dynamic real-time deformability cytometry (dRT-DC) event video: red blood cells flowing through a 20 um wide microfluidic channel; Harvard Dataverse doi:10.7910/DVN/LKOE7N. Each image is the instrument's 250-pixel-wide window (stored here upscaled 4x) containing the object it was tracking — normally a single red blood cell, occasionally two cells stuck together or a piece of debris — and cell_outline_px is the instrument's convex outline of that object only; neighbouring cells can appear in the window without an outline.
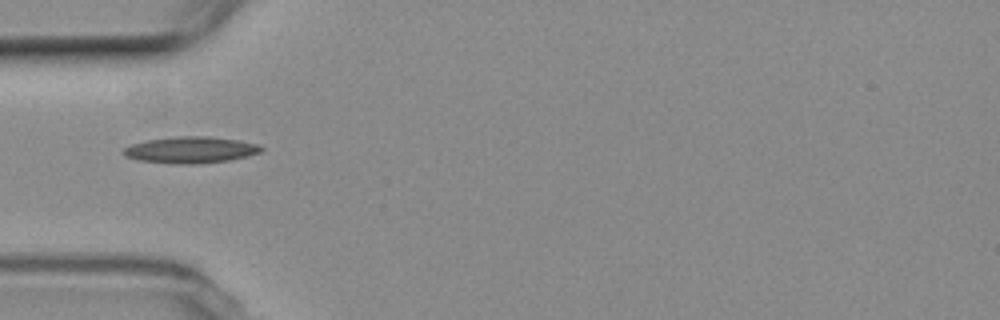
{"species": "common noctule bat (a hibernating species)", "species_latin": "Nyctalus noctula", "temperature_condition": "room temperature", "stored_images_in_passage": 11, "camera_frame_rate_fps": 3000, "um_per_image_px": 0.085, "animal": {"sex": "female", "body_mass_g": 19.3, "forearm_length_mm": 54.1}, "frame": {"image": 1, "passage_image": 1, "time_ms": 0.0, "image_size_px": [1000, 320], "cell_outline_px": [[264, 148], [260, 152], [248, 156], [228, 160], [196, 164], [172, 164], [136, 160], [124, 156], [120, 152], [124, 148], [132, 144], [144, 140], [176, 136], [208, 136], [236, 140], [256, 144]], "centroid_in_image_um": [16.12, 12.74], "position_along_channel_um": 68.9, "area_um2": 21.39}}
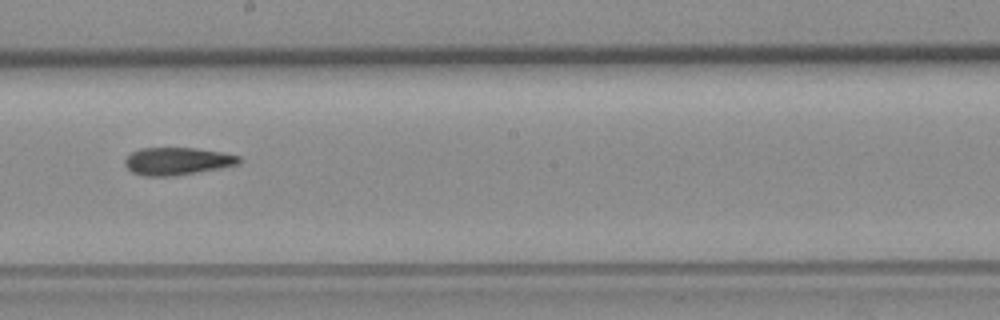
{"frame": {"image": 2, "passage_image": 5, "time_ms": 4.667, "image_size_px": [1000, 320], "cell_outline_px": [[240, 164], [220, 168], [168, 176], [144, 176], [132, 172], [124, 164], [124, 160], [132, 152], [140, 148], [192, 148], [220, 152], [240, 156]], "centroid_in_image_um": [15.04, 13.69], "position_along_channel_um": 233.2, "area_um2": 18.03}}
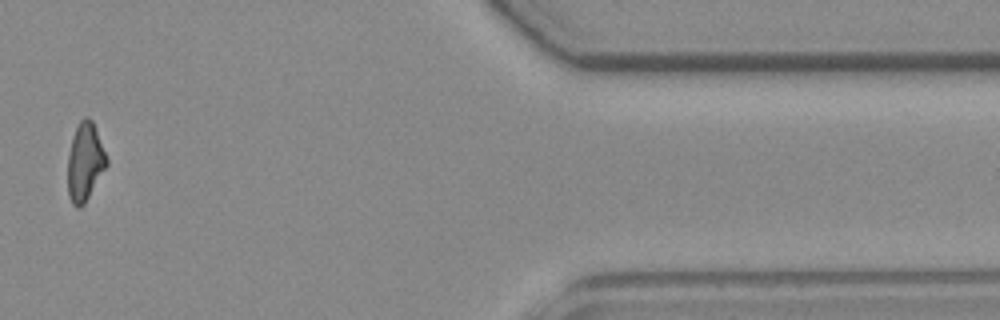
{"frame": {"image": 3, "passage_image": 10, "time_ms": 11.0, "image_size_px": [1000, 320], "cell_outline_px": [[108, 164], [84, 204], [80, 208], [76, 208], [72, 204], [68, 196], [68, 156], [72, 136], [80, 120], [84, 116], [88, 116], [92, 120], [108, 160]], "centroid_in_image_um": [7.21, 13.77], "position_along_channel_um": 404.2, "area_um2": 17.63}}